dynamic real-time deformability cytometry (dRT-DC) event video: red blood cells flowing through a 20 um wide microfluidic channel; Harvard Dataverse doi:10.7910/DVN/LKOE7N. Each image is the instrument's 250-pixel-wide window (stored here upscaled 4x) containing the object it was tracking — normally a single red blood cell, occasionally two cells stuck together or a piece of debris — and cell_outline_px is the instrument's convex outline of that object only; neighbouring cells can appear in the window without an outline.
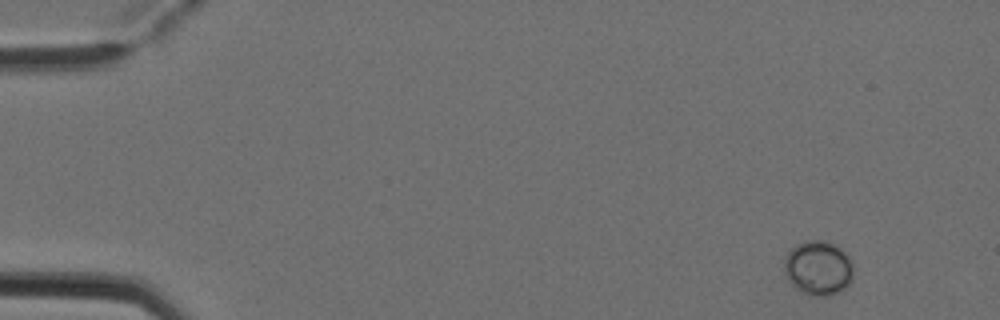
{"species": "Egyptian fruit bat (a non-hibernating species)", "species_latin": "Rousettus aegyptiacus", "temperature_condition": "cold", "stored_images_in_passage": 5, "camera_frame_rate_fps": 3000, "um_per_image_px": 0.085, "animal": {"sex": "female"}, "frame": {"image": 1, "passage_image": 1, "time_ms": 0.0, "image_size_px": [1000, 320], "cell_outline_px": [[852, 280], [840, 292], [832, 296], [808, 296], [796, 288], [788, 280], [784, 272], [784, 260], [788, 252], [796, 244], [804, 240], [824, 240], [848, 252], [852, 264]], "centroid_in_image_um": [69.55, 22.78], "position_along_channel_um": 15.4, "area_um2": 22.31}}
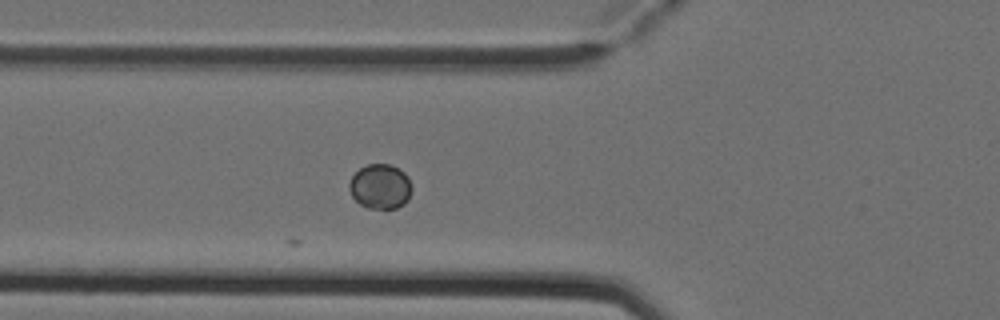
{"frame": {"image": 2, "passage_image": 5, "time_ms": 1.333, "image_size_px": [1000, 320], "cell_outline_px": [[412, 192], [408, 200], [404, 204], [396, 208], [368, 208], [360, 204], [352, 196], [348, 188], [348, 184], [352, 176], [360, 168], [368, 164], [388, 164], [404, 172], [408, 176], [412, 184]], "centroid_in_image_um": [32.34, 15.86], "position_along_channel_um": 93.5, "area_um2": 16.42}}